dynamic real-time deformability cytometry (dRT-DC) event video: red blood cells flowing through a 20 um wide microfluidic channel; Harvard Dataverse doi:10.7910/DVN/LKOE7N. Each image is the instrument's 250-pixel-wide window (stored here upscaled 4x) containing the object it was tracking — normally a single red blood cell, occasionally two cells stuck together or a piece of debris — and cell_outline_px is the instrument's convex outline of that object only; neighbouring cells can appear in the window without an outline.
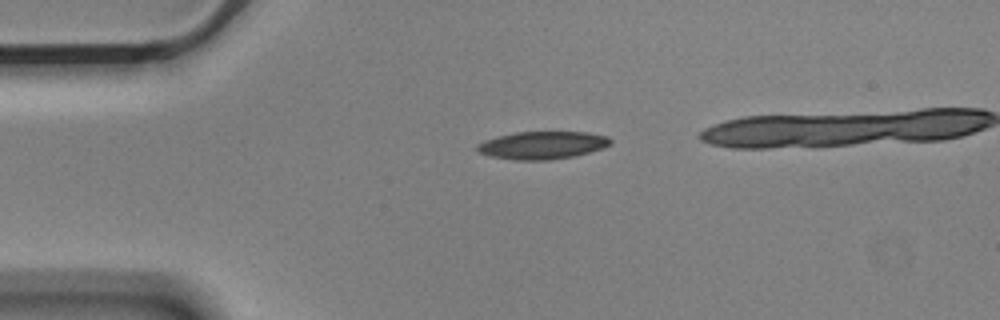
{"species": "Egyptian fruit bat (a non-hibernating species)", "species_latin": "Rousettus aegyptiacus", "temperature_condition": "cold", "stored_images_in_passage": 5, "camera_frame_rate_fps": 3000, "um_per_image_px": 0.085, "animal": {"sex": "male"}, "frame": {"image": 1, "passage_image": 5, "time_ms": 1.333, "image_size_px": [1000, 320], "cell_outline_px": [[612, 144], [604, 148], [576, 156], [548, 160], [512, 160], [488, 156], [480, 152], [476, 148], [476, 144], [484, 140], [516, 132], [588, 132], [608, 136], [612, 140]], "centroid_in_image_um": [46.13, 12.35], "position_along_channel_um": 38.9, "area_um2": 21.73}}